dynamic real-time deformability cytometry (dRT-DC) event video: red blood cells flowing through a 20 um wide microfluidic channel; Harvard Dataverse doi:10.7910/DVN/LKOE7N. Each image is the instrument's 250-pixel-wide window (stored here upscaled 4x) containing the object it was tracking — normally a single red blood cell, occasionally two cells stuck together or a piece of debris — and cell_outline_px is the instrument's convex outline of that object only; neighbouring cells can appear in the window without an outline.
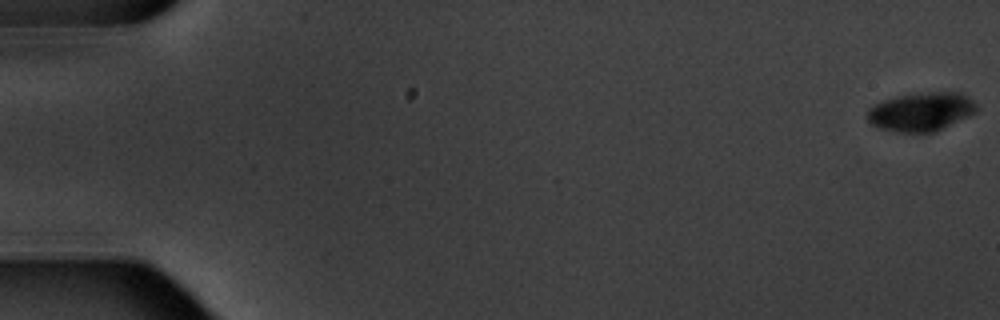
{"species": "common noctule bat (a hibernating species)", "species_latin": "Nyctalus noctula", "temperature_condition": "warm", "stored_images_in_passage": 12, "camera_frame_rate_fps": 3000, "um_per_image_px": 0.085, "animal": {"sex": "male", "body_mass_g": 20.1, "forearm_length_mm": 53.5}, "frame": {"image": 1, "passage_image": 1, "time_ms": 0.0, "image_size_px": [1000, 320], "cell_outline_px": [[980, 108], [976, 112], [936, 132], [896, 132], [876, 128], [868, 120], [868, 108], [884, 100], [900, 96], [932, 92], [960, 92], [968, 96]], "centroid_in_image_um": [78.32, 9.51], "position_along_channel_um": 6.7, "area_um2": 24.57}}
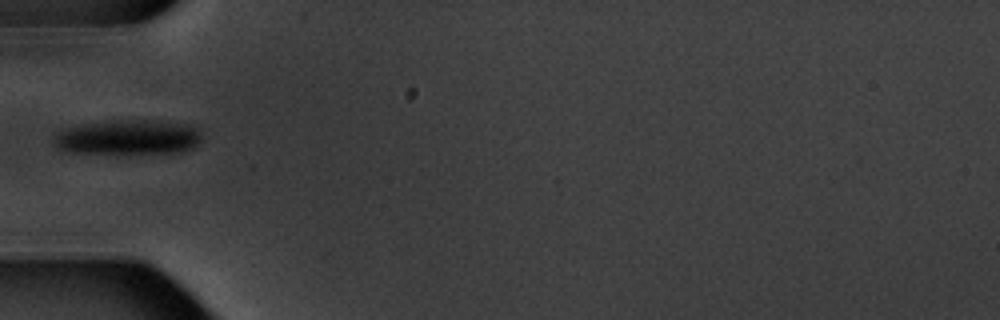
{"frame": {"image": 2, "passage_image": 6, "time_ms": 6.667, "image_size_px": [1000, 320], "cell_outline_px": [[204, 128], [200, 140], [192, 148], [184, 152], [68, 152], [56, 148], [52, 144], [52, 140], [60, 132], [68, 128], [84, 124], [120, 120], [144, 120], [192, 124]], "centroid_in_image_um": [10.98, 11.65], "position_along_channel_um": 74.0, "area_um2": 29.77}}